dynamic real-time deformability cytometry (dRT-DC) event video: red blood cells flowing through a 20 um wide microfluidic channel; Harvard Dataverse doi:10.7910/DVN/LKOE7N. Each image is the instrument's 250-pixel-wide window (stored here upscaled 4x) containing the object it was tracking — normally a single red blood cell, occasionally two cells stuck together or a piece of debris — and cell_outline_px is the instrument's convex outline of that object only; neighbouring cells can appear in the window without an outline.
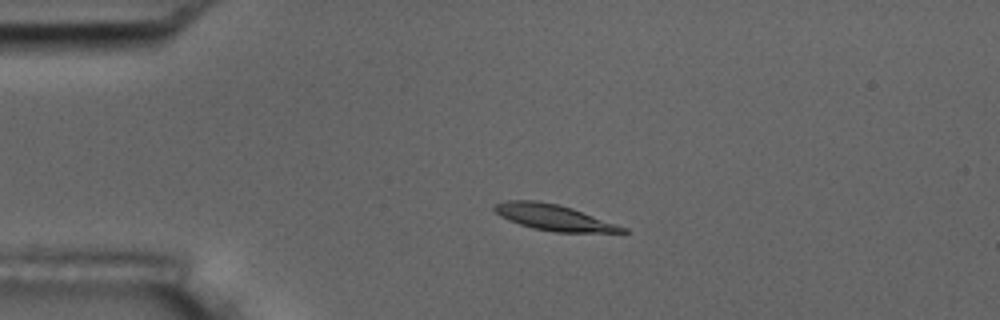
{"species": "common noctule bat (a hibernating species)", "species_latin": "Nyctalus noctula", "temperature_condition": "room temperature", "stored_images_in_passage": 5, "camera_frame_rate_fps": 3000, "um_per_image_px": 0.085, "animal": {"sex": "male", "body_mass_g": 17.5, "forearm_length_mm": 52.3}, "frame": {"image": 1, "passage_image": 4, "time_ms": 3.333, "image_size_px": [1000, 320], "cell_outline_px": [[628, 232], [556, 232], [532, 228], [508, 220], [500, 216], [492, 208], [496, 204], [504, 200], [536, 200], [556, 204], [572, 208], [628, 228]], "centroid_in_image_um": [47.04, 18.48], "position_along_channel_um": 38.0, "area_um2": 19.19}}